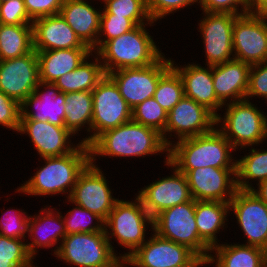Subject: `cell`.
<instances>
[{"label":"cell","mask_w":267,"mask_h":267,"mask_svg":"<svg viewBox=\"0 0 267 267\" xmlns=\"http://www.w3.org/2000/svg\"><path fill=\"white\" fill-rule=\"evenodd\" d=\"M38 161L44 164L41 167L39 165L33 176L23 181L14 192L33 197L62 194L64 198H69L79 174L91 162L90 147L81 142L67 155L41 158V161Z\"/></svg>","instance_id":"cell-1"},{"label":"cell","mask_w":267,"mask_h":267,"mask_svg":"<svg viewBox=\"0 0 267 267\" xmlns=\"http://www.w3.org/2000/svg\"><path fill=\"white\" fill-rule=\"evenodd\" d=\"M89 147L93 165H96V160L98 161L101 157L145 158L150 155L157 156L160 153L168 155L169 151L161 133L132 120L103 132Z\"/></svg>","instance_id":"cell-2"},{"label":"cell","mask_w":267,"mask_h":267,"mask_svg":"<svg viewBox=\"0 0 267 267\" xmlns=\"http://www.w3.org/2000/svg\"><path fill=\"white\" fill-rule=\"evenodd\" d=\"M237 150L215 127L206 134L174 142L169 147L168 161L179 171L199 167L236 168Z\"/></svg>","instance_id":"cell-3"},{"label":"cell","mask_w":267,"mask_h":267,"mask_svg":"<svg viewBox=\"0 0 267 267\" xmlns=\"http://www.w3.org/2000/svg\"><path fill=\"white\" fill-rule=\"evenodd\" d=\"M155 25H138L130 32L105 42L94 53L99 57L105 75L124 68H141L154 64L164 54L159 45H156L149 29H146Z\"/></svg>","instance_id":"cell-4"},{"label":"cell","mask_w":267,"mask_h":267,"mask_svg":"<svg viewBox=\"0 0 267 267\" xmlns=\"http://www.w3.org/2000/svg\"><path fill=\"white\" fill-rule=\"evenodd\" d=\"M149 226L153 230V218L136 195L134 201L120 199L115 203L105 221V232L117 255L116 247L113 246L114 242L111 240L115 239L121 248L127 249V252H123L124 254L119 252V257L124 261L149 238L146 236Z\"/></svg>","instance_id":"cell-5"},{"label":"cell","mask_w":267,"mask_h":267,"mask_svg":"<svg viewBox=\"0 0 267 267\" xmlns=\"http://www.w3.org/2000/svg\"><path fill=\"white\" fill-rule=\"evenodd\" d=\"M222 108L226 111L223 116L221 113L216 116V128L237 151L264 144L267 140V112L246 99L227 103Z\"/></svg>","instance_id":"cell-6"},{"label":"cell","mask_w":267,"mask_h":267,"mask_svg":"<svg viewBox=\"0 0 267 267\" xmlns=\"http://www.w3.org/2000/svg\"><path fill=\"white\" fill-rule=\"evenodd\" d=\"M74 267H124L107 239L106 232L66 235L54 256Z\"/></svg>","instance_id":"cell-7"},{"label":"cell","mask_w":267,"mask_h":267,"mask_svg":"<svg viewBox=\"0 0 267 267\" xmlns=\"http://www.w3.org/2000/svg\"><path fill=\"white\" fill-rule=\"evenodd\" d=\"M153 231L159 236L186 246L204 263L211 247L199 236L195 222V200L175 205L153 218Z\"/></svg>","instance_id":"cell-8"},{"label":"cell","mask_w":267,"mask_h":267,"mask_svg":"<svg viewBox=\"0 0 267 267\" xmlns=\"http://www.w3.org/2000/svg\"><path fill=\"white\" fill-rule=\"evenodd\" d=\"M151 231V237L123 261L124 267L205 266L186 246Z\"/></svg>","instance_id":"cell-9"},{"label":"cell","mask_w":267,"mask_h":267,"mask_svg":"<svg viewBox=\"0 0 267 267\" xmlns=\"http://www.w3.org/2000/svg\"><path fill=\"white\" fill-rule=\"evenodd\" d=\"M215 127L216 116L203 105L184 96L168 112L165 131L161 135L169 148L175 141L209 133Z\"/></svg>","instance_id":"cell-10"},{"label":"cell","mask_w":267,"mask_h":267,"mask_svg":"<svg viewBox=\"0 0 267 267\" xmlns=\"http://www.w3.org/2000/svg\"><path fill=\"white\" fill-rule=\"evenodd\" d=\"M91 93L93 97L92 142L103 132L132 120V109L108 75L97 83Z\"/></svg>","instance_id":"cell-11"},{"label":"cell","mask_w":267,"mask_h":267,"mask_svg":"<svg viewBox=\"0 0 267 267\" xmlns=\"http://www.w3.org/2000/svg\"><path fill=\"white\" fill-rule=\"evenodd\" d=\"M171 67V58L163 54L154 64L141 68H124L107 75L115 82L131 109L152 98L160 77Z\"/></svg>","instance_id":"cell-12"},{"label":"cell","mask_w":267,"mask_h":267,"mask_svg":"<svg viewBox=\"0 0 267 267\" xmlns=\"http://www.w3.org/2000/svg\"><path fill=\"white\" fill-rule=\"evenodd\" d=\"M163 156L165 157L164 166H168L167 168H170L173 173L170 176L158 177L160 179L144 185L137 191L138 193L134 194L141 199L152 218L165 209L193 199L186 176L168 161V155Z\"/></svg>","instance_id":"cell-13"},{"label":"cell","mask_w":267,"mask_h":267,"mask_svg":"<svg viewBox=\"0 0 267 267\" xmlns=\"http://www.w3.org/2000/svg\"><path fill=\"white\" fill-rule=\"evenodd\" d=\"M100 168L90 162L79 174L69 199L106 221L119 197L113 196L114 189Z\"/></svg>","instance_id":"cell-14"},{"label":"cell","mask_w":267,"mask_h":267,"mask_svg":"<svg viewBox=\"0 0 267 267\" xmlns=\"http://www.w3.org/2000/svg\"><path fill=\"white\" fill-rule=\"evenodd\" d=\"M198 20L206 65L213 66L234 59L233 26L238 15L231 13H208Z\"/></svg>","instance_id":"cell-15"},{"label":"cell","mask_w":267,"mask_h":267,"mask_svg":"<svg viewBox=\"0 0 267 267\" xmlns=\"http://www.w3.org/2000/svg\"><path fill=\"white\" fill-rule=\"evenodd\" d=\"M232 38L235 59L250 65L267 61V15H238Z\"/></svg>","instance_id":"cell-16"},{"label":"cell","mask_w":267,"mask_h":267,"mask_svg":"<svg viewBox=\"0 0 267 267\" xmlns=\"http://www.w3.org/2000/svg\"><path fill=\"white\" fill-rule=\"evenodd\" d=\"M229 211L237 219L245 245L267 249V204L251 190L237 189L229 202Z\"/></svg>","instance_id":"cell-17"},{"label":"cell","mask_w":267,"mask_h":267,"mask_svg":"<svg viewBox=\"0 0 267 267\" xmlns=\"http://www.w3.org/2000/svg\"><path fill=\"white\" fill-rule=\"evenodd\" d=\"M180 172L186 176L195 201L230 202L237 191L236 168L199 167Z\"/></svg>","instance_id":"cell-18"},{"label":"cell","mask_w":267,"mask_h":267,"mask_svg":"<svg viewBox=\"0 0 267 267\" xmlns=\"http://www.w3.org/2000/svg\"><path fill=\"white\" fill-rule=\"evenodd\" d=\"M39 81L35 50L22 57L0 61V90L20 104L34 93Z\"/></svg>","instance_id":"cell-19"},{"label":"cell","mask_w":267,"mask_h":267,"mask_svg":"<svg viewBox=\"0 0 267 267\" xmlns=\"http://www.w3.org/2000/svg\"><path fill=\"white\" fill-rule=\"evenodd\" d=\"M17 134L28 135L40 158L67 155L81 144L80 141L72 142L75 136L65 126L53 125L48 121L20 120Z\"/></svg>","instance_id":"cell-20"},{"label":"cell","mask_w":267,"mask_h":267,"mask_svg":"<svg viewBox=\"0 0 267 267\" xmlns=\"http://www.w3.org/2000/svg\"><path fill=\"white\" fill-rule=\"evenodd\" d=\"M43 207L38 214L30 215L28 222L26 246L33 259H36L41 249L52 247L54 248L51 250L52 255L55 256L62 240L67 235L60 208H55L49 204L43 205Z\"/></svg>","instance_id":"cell-21"},{"label":"cell","mask_w":267,"mask_h":267,"mask_svg":"<svg viewBox=\"0 0 267 267\" xmlns=\"http://www.w3.org/2000/svg\"><path fill=\"white\" fill-rule=\"evenodd\" d=\"M20 109V120L48 121L65 126V93L60 92L54 83L39 81L34 93L20 104Z\"/></svg>","instance_id":"cell-22"},{"label":"cell","mask_w":267,"mask_h":267,"mask_svg":"<svg viewBox=\"0 0 267 267\" xmlns=\"http://www.w3.org/2000/svg\"><path fill=\"white\" fill-rule=\"evenodd\" d=\"M179 65L171 59V66L182 79L184 95L206 107L215 116L219 115L220 110L223 113L224 105L218 100L213 86L212 66L203 67L196 62Z\"/></svg>","instance_id":"cell-23"},{"label":"cell","mask_w":267,"mask_h":267,"mask_svg":"<svg viewBox=\"0 0 267 267\" xmlns=\"http://www.w3.org/2000/svg\"><path fill=\"white\" fill-rule=\"evenodd\" d=\"M250 68V64L235 58L212 66L214 90L223 105L246 99Z\"/></svg>","instance_id":"cell-24"},{"label":"cell","mask_w":267,"mask_h":267,"mask_svg":"<svg viewBox=\"0 0 267 267\" xmlns=\"http://www.w3.org/2000/svg\"><path fill=\"white\" fill-rule=\"evenodd\" d=\"M32 29L35 51L89 48L81 42L60 14L33 20Z\"/></svg>","instance_id":"cell-25"},{"label":"cell","mask_w":267,"mask_h":267,"mask_svg":"<svg viewBox=\"0 0 267 267\" xmlns=\"http://www.w3.org/2000/svg\"><path fill=\"white\" fill-rule=\"evenodd\" d=\"M88 0H63L60 15L73 29L81 42L91 50L97 45L102 7Z\"/></svg>","instance_id":"cell-26"},{"label":"cell","mask_w":267,"mask_h":267,"mask_svg":"<svg viewBox=\"0 0 267 267\" xmlns=\"http://www.w3.org/2000/svg\"><path fill=\"white\" fill-rule=\"evenodd\" d=\"M92 53L90 48L36 51L39 63V80L55 83L59 77L75 70Z\"/></svg>","instance_id":"cell-27"},{"label":"cell","mask_w":267,"mask_h":267,"mask_svg":"<svg viewBox=\"0 0 267 267\" xmlns=\"http://www.w3.org/2000/svg\"><path fill=\"white\" fill-rule=\"evenodd\" d=\"M224 243V244H223ZM213 253V254H212ZM208 267H264L265 250L263 248L233 242H221L211 248L209 257L204 263Z\"/></svg>","instance_id":"cell-28"},{"label":"cell","mask_w":267,"mask_h":267,"mask_svg":"<svg viewBox=\"0 0 267 267\" xmlns=\"http://www.w3.org/2000/svg\"><path fill=\"white\" fill-rule=\"evenodd\" d=\"M228 216H231L229 202L195 201V222L199 236L211 248L220 244L217 234L228 227Z\"/></svg>","instance_id":"cell-29"},{"label":"cell","mask_w":267,"mask_h":267,"mask_svg":"<svg viewBox=\"0 0 267 267\" xmlns=\"http://www.w3.org/2000/svg\"><path fill=\"white\" fill-rule=\"evenodd\" d=\"M65 112V128L74 136H79L78 133L86 129L85 132L88 134L79 141L89 146L92 143V93L79 91L65 94Z\"/></svg>","instance_id":"cell-30"},{"label":"cell","mask_w":267,"mask_h":267,"mask_svg":"<svg viewBox=\"0 0 267 267\" xmlns=\"http://www.w3.org/2000/svg\"><path fill=\"white\" fill-rule=\"evenodd\" d=\"M104 76L99 57L92 53L75 70L59 77L54 84L60 92L65 94L79 91L92 92Z\"/></svg>","instance_id":"cell-31"},{"label":"cell","mask_w":267,"mask_h":267,"mask_svg":"<svg viewBox=\"0 0 267 267\" xmlns=\"http://www.w3.org/2000/svg\"><path fill=\"white\" fill-rule=\"evenodd\" d=\"M247 148L249 152L236 161V186L240 190H252L256 183L267 179V149H259L256 145V148L250 146L239 151Z\"/></svg>","instance_id":"cell-32"},{"label":"cell","mask_w":267,"mask_h":267,"mask_svg":"<svg viewBox=\"0 0 267 267\" xmlns=\"http://www.w3.org/2000/svg\"><path fill=\"white\" fill-rule=\"evenodd\" d=\"M33 50L32 24H0V61L22 57Z\"/></svg>","instance_id":"cell-33"},{"label":"cell","mask_w":267,"mask_h":267,"mask_svg":"<svg viewBox=\"0 0 267 267\" xmlns=\"http://www.w3.org/2000/svg\"><path fill=\"white\" fill-rule=\"evenodd\" d=\"M65 203H72L73 207L64 214L65 216L62 214L67 235L81 232H105V221L101 217L74 204L69 198L65 199Z\"/></svg>","instance_id":"cell-34"},{"label":"cell","mask_w":267,"mask_h":267,"mask_svg":"<svg viewBox=\"0 0 267 267\" xmlns=\"http://www.w3.org/2000/svg\"><path fill=\"white\" fill-rule=\"evenodd\" d=\"M184 96L182 79L171 66L160 77L153 98L168 113Z\"/></svg>","instance_id":"cell-35"},{"label":"cell","mask_w":267,"mask_h":267,"mask_svg":"<svg viewBox=\"0 0 267 267\" xmlns=\"http://www.w3.org/2000/svg\"><path fill=\"white\" fill-rule=\"evenodd\" d=\"M103 10L101 14H113L131 19L137 26L155 24L147 10V0H101Z\"/></svg>","instance_id":"cell-36"},{"label":"cell","mask_w":267,"mask_h":267,"mask_svg":"<svg viewBox=\"0 0 267 267\" xmlns=\"http://www.w3.org/2000/svg\"><path fill=\"white\" fill-rule=\"evenodd\" d=\"M167 115L153 97L132 109V121L154 128L161 134L165 131Z\"/></svg>","instance_id":"cell-37"},{"label":"cell","mask_w":267,"mask_h":267,"mask_svg":"<svg viewBox=\"0 0 267 267\" xmlns=\"http://www.w3.org/2000/svg\"><path fill=\"white\" fill-rule=\"evenodd\" d=\"M136 27L137 25L131 19L124 16L101 14L97 45L92 52L95 53L105 42L130 32Z\"/></svg>","instance_id":"cell-38"},{"label":"cell","mask_w":267,"mask_h":267,"mask_svg":"<svg viewBox=\"0 0 267 267\" xmlns=\"http://www.w3.org/2000/svg\"><path fill=\"white\" fill-rule=\"evenodd\" d=\"M10 208L5 210L6 212L4 211L0 217V234L26 240L30 215L24 209Z\"/></svg>","instance_id":"cell-39"},{"label":"cell","mask_w":267,"mask_h":267,"mask_svg":"<svg viewBox=\"0 0 267 267\" xmlns=\"http://www.w3.org/2000/svg\"><path fill=\"white\" fill-rule=\"evenodd\" d=\"M0 261H12L17 267H30L34 264L29 255L26 241L0 234Z\"/></svg>","instance_id":"cell-40"},{"label":"cell","mask_w":267,"mask_h":267,"mask_svg":"<svg viewBox=\"0 0 267 267\" xmlns=\"http://www.w3.org/2000/svg\"><path fill=\"white\" fill-rule=\"evenodd\" d=\"M194 4L198 6V0H147V10L151 20L157 22L170 14L180 12L187 6L189 9V6Z\"/></svg>","instance_id":"cell-41"},{"label":"cell","mask_w":267,"mask_h":267,"mask_svg":"<svg viewBox=\"0 0 267 267\" xmlns=\"http://www.w3.org/2000/svg\"><path fill=\"white\" fill-rule=\"evenodd\" d=\"M33 20L28 16L24 0H8L0 3V24L22 25L32 24Z\"/></svg>","instance_id":"cell-42"},{"label":"cell","mask_w":267,"mask_h":267,"mask_svg":"<svg viewBox=\"0 0 267 267\" xmlns=\"http://www.w3.org/2000/svg\"><path fill=\"white\" fill-rule=\"evenodd\" d=\"M262 98L267 102V61L251 65L246 100ZM267 104V103H266Z\"/></svg>","instance_id":"cell-43"},{"label":"cell","mask_w":267,"mask_h":267,"mask_svg":"<svg viewBox=\"0 0 267 267\" xmlns=\"http://www.w3.org/2000/svg\"><path fill=\"white\" fill-rule=\"evenodd\" d=\"M20 117V103L0 90V126L17 133Z\"/></svg>","instance_id":"cell-44"},{"label":"cell","mask_w":267,"mask_h":267,"mask_svg":"<svg viewBox=\"0 0 267 267\" xmlns=\"http://www.w3.org/2000/svg\"><path fill=\"white\" fill-rule=\"evenodd\" d=\"M198 5L208 13L241 15L248 12V0H198Z\"/></svg>","instance_id":"cell-45"},{"label":"cell","mask_w":267,"mask_h":267,"mask_svg":"<svg viewBox=\"0 0 267 267\" xmlns=\"http://www.w3.org/2000/svg\"><path fill=\"white\" fill-rule=\"evenodd\" d=\"M28 16L35 20L37 18L57 15L60 13L63 0H24Z\"/></svg>","instance_id":"cell-46"},{"label":"cell","mask_w":267,"mask_h":267,"mask_svg":"<svg viewBox=\"0 0 267 267\" xmlns=\"http://www.w3.org/2000/svg\"><path fill=\"white\" fill-rule=\"evenodd\" d=\"M248 12L267 15V0H248Z\"/></svg>","instance_id":"cell-47"},{"label":"cell","mask_w":267,"mask_h":267,"mask_svg":"<svg viewBox=\"0 0 267 267\" xmlns=\"http://www.w3.org/2000/svg\"><path fill=\"white\" fill-rule=\"evenodd\" d=\"M255 186L251 191L267 204V179Z\"/></svg>","instance_id":"cell-48"},{"label":"cell","mask_w":267,"mask_h":267,"mask_svg":"<svg viewBox=\"0 0 267 267\" xmlns=\"http://www.w3.org/2000/svg\"><path fill=\"white\" fill-rule=\"evenodd\" d=\"M0 267H17L12 261H0Z\"/></svg>","instance_id":"cell-49"},{"label":"cell","mask_w":267,"mask_h":267,"mask_svg":"<svg viewBox=\"0 0 267 267\" xmlns=\"http://www.w3.org/2000/svg\"><path fill=\"white\" fill-rule=\"evenodd\" d=\"M264 267H267V249L265 250V264Z\"/></svg>","instance_id":"cell-50"},{"label":"cell","mask_w":267,"mask_h":267,"mask_svg":"<svg viewBox=\"0 0 267 267\" xmlns=\"http://www.w3.org/2000/svg\"><path fill=\"white\" fill-rule=\"evenodd\" d=\"M176 267H202V266H176Z\"/></svg>","instance_id":"cell-51"},{"label":"cell","mask_w":267,"mask_h":267,"mask_svg":"<svg viewBox=\"0 0 267 267\" xmlns=\"http://www.w3.org/2000/svg\"><path fill=\"white\" fill-rule=\"evenodd\" d=\"M34 262V264H32L30 267H38V265Z\"/></svg>","instance_id":"cell-52"},{"label":"cell","mask_w":267,"mask_h":267,"mask_svg":"<svg viewBox=\"0 0 267 267\" xmlns=\"http://www.w3.org/2000/svg\"><path fill=\"white\" fill-rule=\"evenodd\" d=\"M5 1H8V0H0V3H3V2H5Z\"/></svg>","instance_id":"cell-53"}]
</instances>
